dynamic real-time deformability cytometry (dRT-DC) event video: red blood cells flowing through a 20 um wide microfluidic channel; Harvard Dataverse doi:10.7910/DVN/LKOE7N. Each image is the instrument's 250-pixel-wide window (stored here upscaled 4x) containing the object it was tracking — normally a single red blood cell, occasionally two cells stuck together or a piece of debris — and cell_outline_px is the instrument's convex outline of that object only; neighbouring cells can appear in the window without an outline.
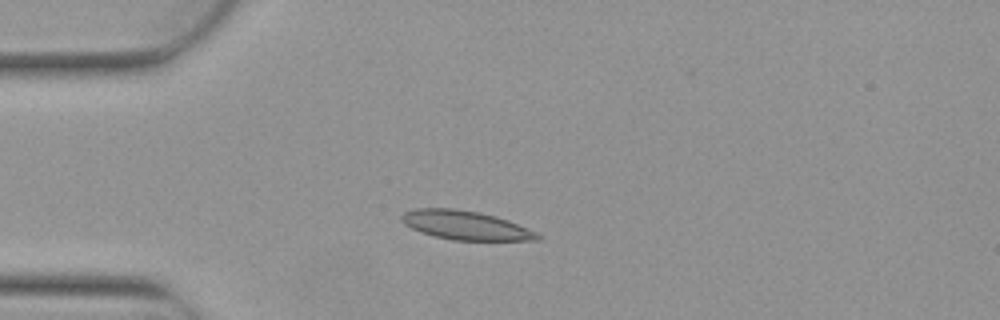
{"species": "Egyptian fruit bat (a non-hibernating species)", "species_latin": "Rousettus aegyptiacus", "temperature_condition": "warm", "stored_images_in_passage": 7, "camera_frame_rate_fps": 3000, "um_per_image_px": 0.085, "animal": {"sex": "female"}, "frame": {"image": 1, "passage_image": 4, "time_ms": 1.0, "image_size_px": [1000, 320], "cell_outline_px": [[540, 240], [452, 240], [420, 232], [404, 224], [400, 220], [400, 216], [404, 212], [416, 208], [452, 208], [480, 212], [496, 216], [508, 220], [536, 232], [540, 236]], "centroid_in_image_um": [39.53, 19.14], "position_along_channel_um": 45.5, "area_um2": 22.83}}
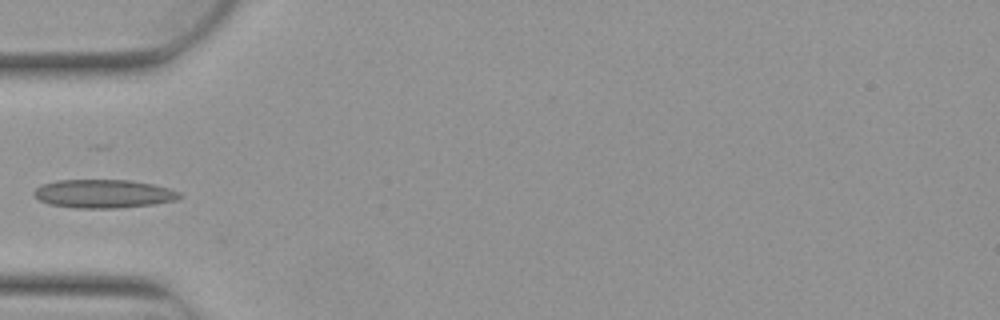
{"frame": {"image": 2, "passage_image": 5, "time_ms": 1.333, "image_size_px": [1000, 320], "cell_outline_px": [[184, 196], [176, 200], [152, 204], [116, 208], [76, 208], [48, 204], [32, 196], [32, 192], [36, 188], [44, 184], [56, 180], [128, 180], [152, 184], [168, 188], [180, 192]], "centroid_in_image_um": [8.78, 16.47], "position_along_channel_um": 76.2, "area_um2": 24.16}}
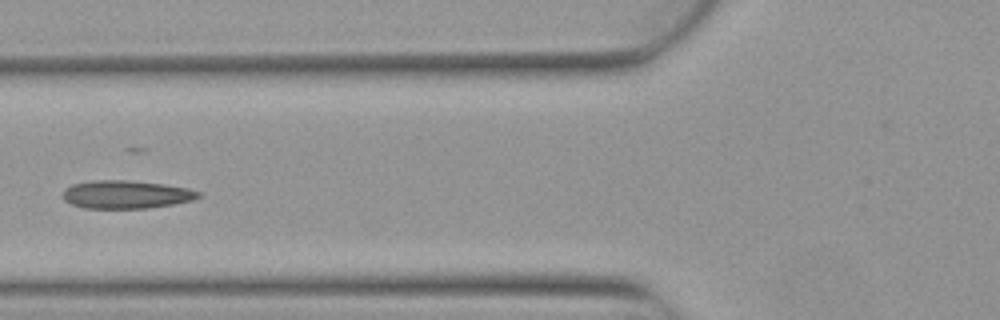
{"frame": {"image": 3, "passage_image": 6, "time_ms": 1.667, "image_size_px": [1000, 320], "cell_outline_px": [[200, 196], [192, 200], [176, 204], [148, 208], [84, 208], [72, 204], [64, 200], [64, 188], [72, 184], [92, 180], [128, 180], [164, 184], [188, 188], [200, 192]], "centroid_in_image_um": [10.72, 16.53], "position_along_channel_um": 115.1, "area_um2": 22.25}}